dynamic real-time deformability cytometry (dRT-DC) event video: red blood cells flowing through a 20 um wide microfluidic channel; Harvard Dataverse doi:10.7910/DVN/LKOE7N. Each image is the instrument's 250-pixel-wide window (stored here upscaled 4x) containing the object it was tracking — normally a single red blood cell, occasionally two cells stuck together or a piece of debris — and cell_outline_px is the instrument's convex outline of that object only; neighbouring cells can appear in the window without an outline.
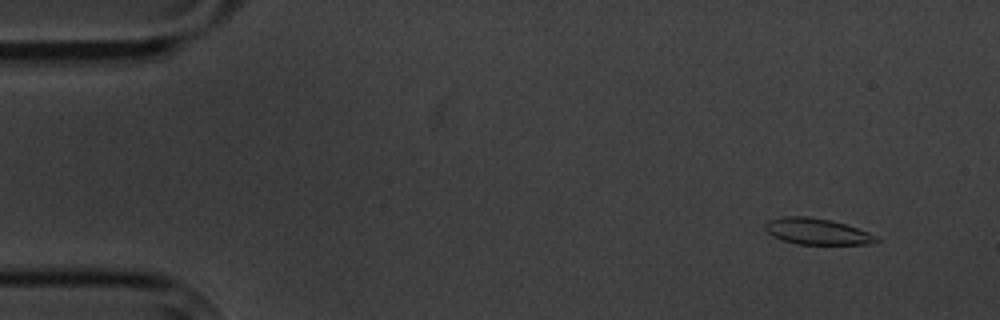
{"species": "common noctule bat (a hibernating species)", "species_latin": "Nyctalus noctula", "temperature_condition": "cold", "stored_images_in_passage": 8, "camera_frame_rate_fps": 3000, "um_per_image_px": 0.085, "animal": {"sex": "male", "body_mass_g": 20.1, "forearm_length_mm": 53.5}, "frame": {"image": 1, "passage_image": 2, "time_ms": 1.0, "image_size_px": [1000, 320], "cell_outline_px": [[880, 240], [872, 244], [796, 244], [780, 240], [772, 236], [764, 228], [764, 224], [768, 220], [784, 216], [808, 216], [832, 220], [880, 236]], "centroid_in_image_um": [69.44, 19.67], "position_along_channel_um": 15.6, "area_um2": 17.17}}
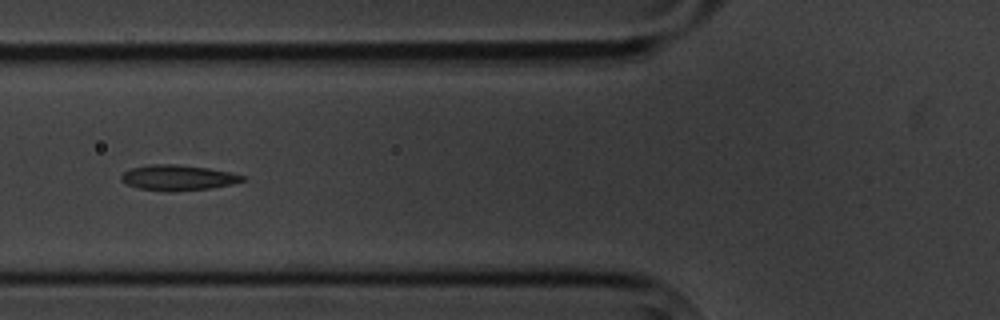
{"frame": {"image": 2, "passage_image": 7, "time_ms": 6.667, "image_size_px": [1000, 320], "cell_outline_px": [[248, 176], [244, 180], [232, 184], [208, 188], [172, 192], [164, 192], [140, 188], [124, 184], [120, 180], [120, 176], [124, 172], [132, 168], [148, 164], [176, 164], [208, 168], [232, 172]], "centroid_in_image_um": [15.12, 15.1], "position_along_channel_um": 110.7, "area_um2": 18.21}}
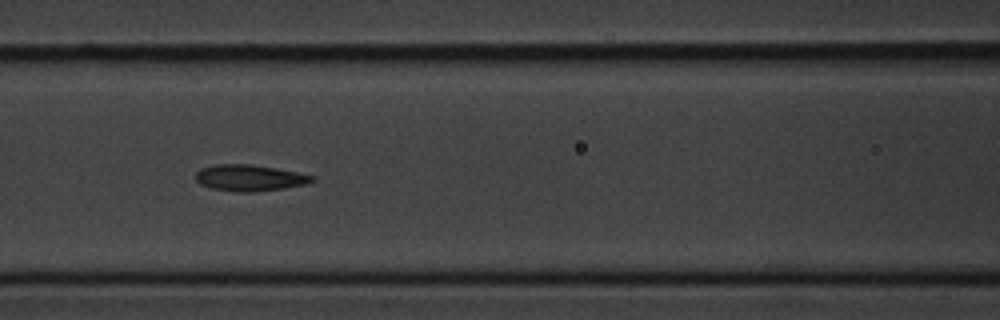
{"frame": {"image": 3, "passage_image": 8, "time_ms": 7.667, "image_size_px": [1000, 320], "cell_outline_px": [[316, 180], [308, 184], [284, 188], [252, 192], [236, 192], [212, 188], [200, 184], [196, 180], [196, 172], [200, 168], [216, 164], [252, 164], [276, 168], [316, 176]], "centroid_in_image_um": [21.24, 15.11], "position_along_channel_um": 145.4, "area_um2": 17.98}}